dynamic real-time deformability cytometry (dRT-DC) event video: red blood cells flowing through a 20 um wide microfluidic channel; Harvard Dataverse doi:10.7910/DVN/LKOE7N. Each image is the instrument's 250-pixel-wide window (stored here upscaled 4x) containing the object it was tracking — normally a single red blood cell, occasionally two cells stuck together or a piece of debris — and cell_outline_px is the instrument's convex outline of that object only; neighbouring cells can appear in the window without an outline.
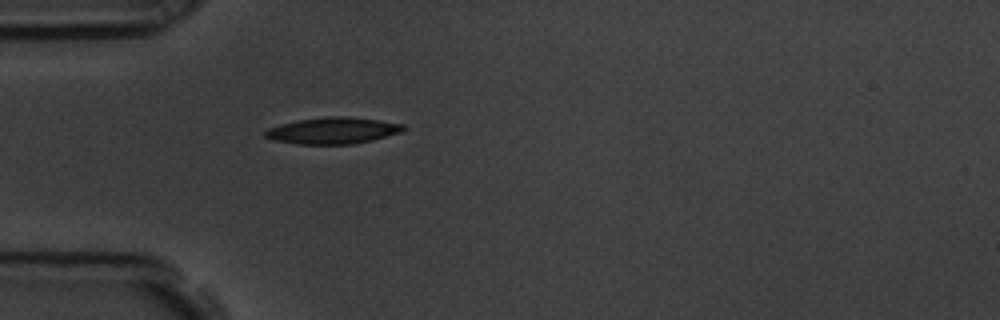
{"species": "common noctule bat (a hibernating species)", "species_latin": "Nyctalus noctula", "temperature_condition": "room temperature", "stored_images_in_passage": 41, "camera_frame_rate_fps": 3000, "um_per_image_px": 0.085, "animal": {"sex": "male", "body_mass_g": 19.5, "forearm_length_mm": 54.6}, "frame": {"image": 1, "passage_image": 1, "time_ms": 0.0, "image_size_px": [1000, 320], "cell_outline_px": [[408, 128], [400, 132], [372, 140], [352, 144], [296, 144], [272, 140], [264, 136], [264, 132], [268, 128], [280, 124], [296, 120], [328, 116], [344, 116], [376, 120], [404, 124]], "centroid_in_image_um": [28.26, 11.1], "position_along_channel_um": 56.7, "area_um2": 21.33}}
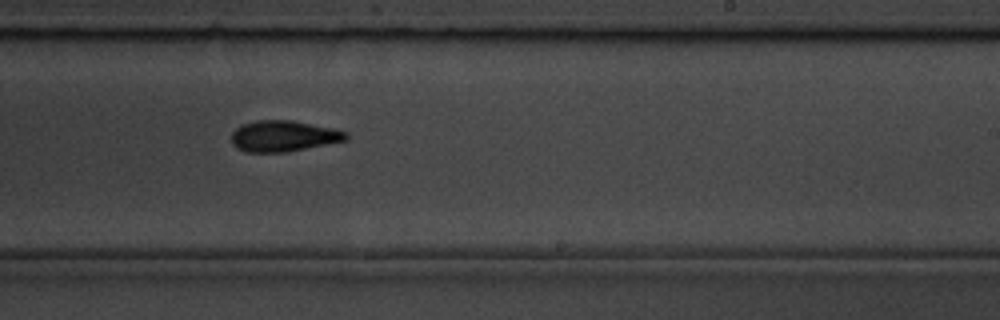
{"frame": {"image": 2, "passage_image": 19, "time_ms": 6.0, "image_size_px": [1000, 320], "cell_outline_px": [[348, 140], [288, 152], [248, 152], [236, 148], [232, 144], [232, 132], [240, 124], [256, 120], [292, 120], [332, 128], [348, 132]], "centroid_in_image_um": [24.09, 11.56], "position_along_channel_um": 264.9, "area_um2": 20.87}}
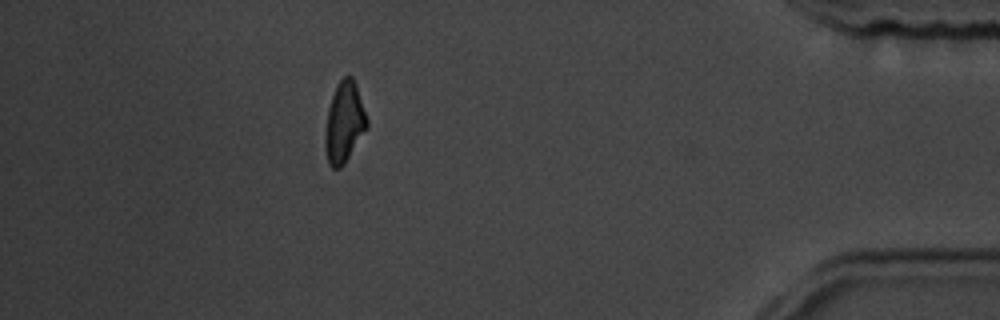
{"frame": {"image": 3, "passage_image": 35, "time_ms": 11.333, "image_size_px": [1000, 320], "cell_outline_px": [[368, 128], [344, 164], [340, 168], [332, 168], [328, 164], [324, 148], [324, 136], [328, 108], [336, 84], [344, 76], [352, 76], [356, 84], [368, 120]], "centroid_in_image_um": [29.25, 10.42], "position_along_channel_um": 405.9, "area_um2": 19.88}, "authors_computed_cell_mechanics": {"area_um2": 20.4612, "velocity_mm_per_s": 3.5605, "shape_relaxation_time_tau1_ms": 4.2991, "shape_relaxation_time_tau2_ms": 6.2272, "deformation_change_tau1": 0.1357, "deformation_change_tau2": 0.148}}